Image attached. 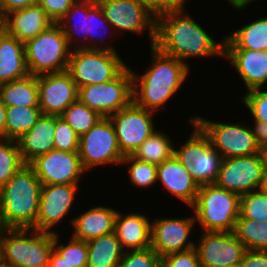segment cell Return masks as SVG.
<instances>
[{
  "label": "cell",
  "mask_w": 267,
  "mask_h": 267,
  "mask_svg": "<svg viewBox=\"0 0 267 267\" xmlns=\"http://www.w3.org/2000/svg\"><path fill=\"white\" fill-rule=\"evenodd\" d=\"M42 183L29 165H23L0 188V228L36 230Z\"/></svg>",
  "instance_id": "3"
},
{
  "label": "cell",
  "mask_w": 267,
  "mask_h": 267,
  "mask_svg": "<svg viewBox=\"0 0 267 267\" xmlns=\"http://www.w3.org/2000/svg\"><path fill=\"white\" fill-rule=\"evenodd\" d=\"M158 113L137 106L133 101L109 118L114 126L117 143L123 156L133 155L140 145L158 128Z\"/></svg>",
  "instance_id": "15"
},
{
  "label": "cell",
  "mask_w": 267,
  "mask_h": 267,
  "mask_svg": "<svg viewBox=\"0 0 267 267\" xmlns=\"http://www.w3.org/2000/svg\"><path fill=\"white\" fill-rule=\"evenodd\" d=\"M0 96L6 107H39L37 77H26L0 84Z\"/></svg>",
  "instance_id": "29"
},
{
  "label": "cell",
  "mask_w": 267,
  "mask_h": 267,
  "mask_svg": "<svg viewBox=\"0 0 267 267\" xmlns=\"http://www.w3.org/2000/svg\"><path fill=\"white\" fill-rule=\"evenodd\" d=\"M55 124L56 116L42 114L36 124L17 140L21 158L25 164H30L38 156L55 148Z\"/></svg>",
  "instance_id": "24"
},
{
  "label": "cell",
  "mask_w": 267,
  "mask_h": 267,
  "mask_svg": "<svg viewBox=\"0 0 267 267\" xmlns=\"http://www.w3.org/2000/svg\"><path fill=\"white\" fill-rule=\"evenodd\" d=\"M78 152L81 165L87 173L110 164L121 167L124 156L119 149L115 129L109 117H103L80 136Z\"/></svg>",
  "instance_id": "11"
},
{
  "label": "cell",
  "mask_w": 267,
  "mask_h": 267,
  "mask_svg": "<svg viewBox=\"0 0 267 267\" xmlns=\"http://www.w3.org/2000/svg\"><path fill=\"white\" fill-rule=\"evenodd\" d=\"M187 1V2H186ZM188 0H155V13L187 8Z\"/></svg>",
  "instance_id": "48"
},
{
  "label": "cell",
  "mask_w": 267,
  "mask_h": 267,
  "mask_svg": "<svg viewBox=\"0 0 267 267\" xmlns=\"http://www.w3.org/2000/svg\"><path fill=\"white\" fill-rule=\"evenodd\" d=\"M186 212L191 214L176 218L172 214V217L158 216L151 219V248L161 258L171 253L186 251L195 247L196 240H194V237L197 234L192 232L197 228L195 216L194 213L192 214L191 208ZM193 233H195V236Z\"/></svg>",
  "instance_id": "14"
},
{
  "label": "cell",
  "mask_w": 267,
  "mask_h": 267,
  "mask_svg": "<svg viewBox=\"0 0 267 267\" xmlns=\"http://www.w3.org/2000/svg\"><path fill=\"white\" fill-rule=\"evenodd\" d=\"M48 267H73L64 258L58 255L54 250L51 251Z\"/></svg>",
  "instance_id": "50"
},
{
  "label": "cell",
  "mask_w": 267,
  "mask_h": 267,
  "mask_svg": "<svg viewBox=\"0 0 267 267\" xmlns=\"http://www.w3.org/2000/svg\"><path fill=\"white\" fill-rule=\"evenodd\" d=\"M234 234L247 250L267 251V222L238 218Z\"/></svg>",
  "instance_id": "34"
},
{
  "label": "cell",
  "mask_w": 267,
  "mask_h": 267,
  "mask_svg": "<svg viewBox=\"0 0 267 267\" xmlns=\"http://www.w3.org/2000/svg\"><path fill=\"white\" fill-rule=\"evenodd\" d=\"M115 35H148L150 47L155 41L156 13L138 0H96ZM122 32V33H120ZM126 32V34H125Z\"/></svg>",
  "instance_id": "10"
},
{
  "label": "cell",
  "mask_w": 267,
  "mask_h": 267,
  "mask_svg": "<svg viewBox=\"0 0 267 267\" xmlns=\"http://www.w3.org/2000/svg\"><path fill=\"white\" fill-rule=\"evenodd\" d=\"M187 9L166 10L156 14L153 46L161 53L182 61L192 70L190 59L223 58L224 35L222 40H215L212 36L214 31H206Z\"/></svg>",
  "instance_id": "1"
},
{
  "label": "cell",
  "mask_w": 267,
  "mask_h": 267,
  "mask_svg": "<svg viewBox=\"0 0 267 267\" xmlns=\"http://www.w3.org/2000/svg\"><path fill=\"white\" fill-rule=\"evenodd\" d=\"M240 196L215 184L201 185L195 203L196 231L234 232L239 217Z\"/></svg>",
  "instance_id": "5"
},
{
  "label": "cell",
  "mask_w": 267,
  "mask_h": 267,
  "mask_svg": "<svg viewBox=\"0 0 267 267\" xmlns=\"http://www.w3.org/2000/svg\"><path fill=\"white\" fill-rule=\"evenodd\" d=\"M107 205H94L80 214L73 215L71 225L73 238L85 242L114 232L115 218L118 209Z\"/></svg>",
  "instance_id": "23"
},
{
  "label": "cell",
  "mask_w": 267,
  "mask_h": 267,
  "mask_svg": "<svg viewBox=\"0 0 267 267\" xmlns=\"http://www.w3.org/2000/svg\"><path fill=\"white\" fill-rule=\"evenodd\" d=\"M33 4H37V0H0V11L6 15L11 11L23 9Z\"/></svg>",
  "instance_id": "47"
},
{
  "label": "cell",
  "mask_w": 267,
  "mask_h": 267,
  "mask_svg": "<svg viewBox=\"0 0 267 267\" xmlns=\"http://www.w3.org/2000/svg\"><path fill=\"white\" fill-rule=\"evenodd\" d=\"M118 267H161V257L151 248L124 251Z\"/></svg>",
  "instance_id": "42"
},
{
  "label": "cell",
  "mask_w": 267,
  "mask_h": 267,
  "mask_svg": "<svg viewBox=\"0 0 267 267\" xmlns=\"http://www.w3.org/2000/svg\"><path fill=\"white\" fill-rule=\"evenodd\" d=\"M5 16L7 33L23 43L36 37L54 23L39 4L11 11Z\"/></svg>",
  "instance_id": "25"
},
{
  "label": "cell",
  "mask_w": 267,
  "mask_h": 267,
  "mask_svg": "<svg viewBox=\"0 0 267 267\" xmlns=\"http://www.w3.org/2000/svg\"><path fill=\"white\" fill-rule=\"evenodd\" d=\"M188 122H195L210 138L212 146L222 158L249 156L262 152L256 144L250 125L243 121L222 122L202 115H191Z\"/></svg>",
  "instance_id": "8"
},
{
  "label": "cell",
  "mask_w": 267,
  "mask_h": 267,
  "mask_svg": "<svg viewBox=\"0 0 267 267\" xmlns=\"http://www.w3.org/2000/svg\"><path fill=\"white\" fill-rule=\"evenodd\" d=\"M266 169L267 154L264 151L249 156L223 158L214 184L241 196L260 188Z\"/></svg>",
  "instance_id": "13"
},
{
  "label": "cell",
  "mask_w": 267,
  "mask_h": 267,
  "mask_svg": "<svg viewBox=\"0 0 267 267\" xmlns=\"http://www.w3.org/2000/svg\"><path fill=\"white\" fill-rule=\"evenodd\" d=\"M54 233L0 228V262L11 267H48Z\"/></svg>",
  "instance_id": "4"
},
{
  "label": "cell",
  "mask_w": 267,
  "mask_h": 267,
  "mask_svg": "<svg viewBox=\"0 0 267 267\" xmlns=\"http://www.w3.org/2000/svg\"><path fill=\"white\" fill-rule=\"evenodd\" d=\"M76 0H37V4L41 5L47 16L57 23L75 3Z\"/></svg>",
  "instance_id": "44"
},
{
  "label": "cell",
  "mask_w": 267,
  "mask_h": 267,
  "mask_svg": "<svg viewBox=\"0 0 267 267\" xmlns=\"http://www.w3.org/2000/svg\"><path fill=\"white\" fill-rule=\"evenodd\" d=\"M148 67L140 72L132 71L133 102L146 110L159 112L170 100L177 97L179 89L188 81L191 70L182 61L165 55L154 46ZM136 71V72H135Z\"/></svg>",
  "instance_id": "2"
},
{
  "label": "cell",
  "mask_w": 267,
  "mask_h": 267,
  "mask_svg": "<svg viewBox=\"0 0 267 267\" xmlns=\"http://www.w3.org/2000/svg\"><path fill=\"white\" fill-rule=\"evenodd\" d=\"M23 165H25V163L21 158L17 140L0 138V188L4 186Z\"/></svg>",
  "instance_id": "38"
},
{
  "label": "cell",
  "mask_w": 267,
  "mask_h": 267,
  "mask_svg": "<svg viewBox=\"0 0 267 267\" xmlns=\"http://www.w3.org/2000/svg\"><path fill=\"white\" fill-rule=\"evenodd\" d=\"M58 231L54 233L53 250L64 258L73 267H87L88 247L87 242L73 238L71 235L69 241L64 243Z\"/></svg>",
  "instance_id": "37"
},
{
  "label": "cell",
  "mask_w": 267,
  "mask_h": 267,
  "mask_svg": "<svg viewBox=\"0 0 267 267\" xmlns=\"http://www.w3.org/2000/svg\"><path fill=\"white\" fill-rule=\"evenodd\" d=\"M251 124L250 127L257 146L261 151L267 152V123L254 120Z\"/></svg>",
  "instance_id": "46"
},
{
  "label": "cell",
  "mask_w": 267,
  "mask_h": 267,
  "mask_svg": "<svg viewBox=\"0 0 267 267\" xmlns=\"http://www.w3.org/2000/svg\"><path fill=\"white\" fill-rule=\"evenodd\" d=\"M259 190H261L264 194L267 195V169L264 173L263 179H262V183L260 185Z\"/></svg>",
  "instance_id": "53"
},
{
  "label": "cell",
  "mask_w": 267,
  "mask_h": 267,
  "mask_svg": "<svg viewBox=\"0 0 267 267\" xmlns=\"http://www.w3.org/2000/svg\"><path fill=\"white\" fill-rule=\"evenodd\" d=\"M0 267H11L0 262Z\"/></svg>",
  "instance_id": "56"
},
{
  "label": "cell",
  "mask_w": 267,
  "mask_h": 267,
  "mask_svg": "<svg viewBox=\"0 0 267 267\" xmlns=\"http://www.w3.org/2000/svg\"><path fill=\"white\" fill-rule=\"evenodd\" d=\"M228 267H243V266L241 263H236V264L230 265Z\"/></svg>",
  "instance_id": "55"
},
{
  "label": "cell",
  "mask_w": 267,
  "mask_h": 267,
  "mask_svg": "<svg viewBox=\"0 0 267 267\" xmlns=\"http://www.w3.org/2000/svg\"><path fill=\"white\" fill-rule=\"evenodd\" d=\"M188 124L193 130L190 136L185 138V143L181 142L180 147L178 143L175 144L174 156L188 169L198 186L214 184L223 158L212 146L210 138L194 121Z\"/></svg>",
  "instance_id": "7"
},
{
  "label": "cell",
  "mask_w": 267,
  "mask_h": 267,
  "mask_svg": "<svg viewBox=\"0 0 267 267\" xmlns=\"http://www.w3.org/2000/svg\"><path fill=\"white\" fill-rule=\"evenodd\" d=\"M267 222V195L257 189L240 196L239 217Z\"/></svg>",
  "instance_id": "39"
},
{
  "label": "cell",
  "mask_w": 267,
  "mask_h": 267,
  "mask_svg": "<svg viewBox=\"0 0 267 267\" xmlns=\"http://www.w3.org/2000/svg\"><path fill=\"white\" fill-rule=\"evenodd\" d=\"M198 233L195 248L202 267H228L241 263L247 249L234 232Z\"/></svg>",
  "instance_id": "17"
},
{
  "label": "cell",
  "mask_w": 267,
  "mask_h": 267,
  "mask_svg": "<svg viewBox=\"0 0 267 267\" xmlns=\"http://www.w3.org/2000/svg\"><path fill=\"white\" fill-rule=\"evenodd\" d=\"M267 87L241 94L240 101L248 109L250 118L267 123ZM266 89V90H265Z\"/></svg>",
  "instance_id": "40"
},
{
  "label": "cell",
  "mask_w": 267,
  "mask_h": 267,
  "mask_svg": "<svg viewBox=\"0 0 267 267\" xmlns=\"http://www.w3.org/2000/svg\"><path fill=\"white\" fill-rule=\"evenodd\" d=\"M28 74L25 43L6 32L0 39V84L26 77Z\"/></svg>",
  "instance_id": "26"
},
{
  "label": "cell",
  "mask_w": 267,
  "mask_h": 267,
  "mask_svg": "<svg viewBox=\"0 0 267 267\" xmlns=\"http://www.w3.org/2000/svg\"><path fill=\"white\" fill-rule=\"evenodd\" d=\"M6 106L0 96V138H5Z\"/></svg>",
  "instance_id": "51"
},
{
  "label": "cell",
  "mask_w": 267,
  "mask_h": 267,
  "mask_svg": "<svg viewBox=\"0 0 267 267\" xmlns=\"http://www.w3.org/2000/svg\"><path fill=\"white\" fill-rule=\"evenodd\" d=\"M223 59L240 76L245 92L267 86V51L224 49Z\"/></svg>",
  "instance_id": "20"
},
{
  "label": "cell",
  "mask_w": 267,
  "mask_h": 267,
  "mask_svg": "<svg viewBox=\"0 0 267 267\" xmlns=\"http://www.w3.org/2000/svg\"><path fill=\"white\" fill-rule=\"evenodd\" d=\"M161 267H202L196 248L175 252L161 258Z\"/></svg>",
  "instance_id": "43"
},
{
  "label": "cell",
  "mask_w": 267,
  "mask_h": 267,
  "mask_svg": "<svg viewBox=\"0 0 267 267\" xmlns=\"http://www.w3.org/2000/svg\"><path fill=\"white\" fill-rule=\"evenodd\" d=\"M36 77L42 114L61 116L78 99L77 85L67 70Z\"/></svg>",
  "instance_id": "19"
},
{
  "label": "cell",
  "mask_w": 267,
  "mask_h": 267,
  "mask_svg": "<svg viewBox=\"0 0 267 267\" xmlns=\"http://www.w3.org/2000/svg\"><path fill=\"white\" fill-rule=\"evenodd\" d=\"M78 99L102 117H110L127 107L133 101L130 64L110 82L78 88Z\"/></svg>",
  "instance_id": "12"
},
{
  "label": "cell",
  "mask_w": 267,
  "mask_h": 267,
  "mask_svg": "<svg viewBox=\"0 0 267 267\" xmlns=\"http://www.w3.org/2000/svg\"><path fill=\"white\" fill-rule=\"evenodd\" d=\"M118 209L114 232L124 251L141 250L151 247V218L147 212ZM129 212V213H128ZM147 213V214H146ZM147 215V216H146Z\"/></svg>",
  "instance_id": "22"
},
{
  "label": "cell",
  "mask_w": 267,
  "mask_h": 267,
  "mask_svg": "<svg viewBox=\"0 0 267 267\" xmlns=\"http://www.w3.org/2000/svg\"><path fill=\"white\" fill-rule=\"evenodd\" d=\"M261 16V17H259ZM230 33H225L224 49H250L267 51V15H259ZM250 22V23H249Z\"/></svg>",
  "instance_id": "27"
},
{
  "label": "cell",
  "mask_w": 267,
  "mask_h": 267,
  "mask_svg": "<svg viewBox=\"0 0 267 267\" xmlns=\"http://www.w3.org/2000/svg\"><path fill=\"white\" fill-rule=\"evenodd\" d=\"M146 3L155 12V0H138Z\"/></svg>",
  "instance_id": "54"
},
{
  "label": "cell",
  "mask_w": 267,
  "mask_h": 267,
  "mask_svg": "<svg viewBox=\"0 0 267 267\" xmlns=\"http://www.w3.org/2000/svg\"><path fill=\"white\" fill-rule=\"evenodd\" d=\"M257 3L260 0H225V2L234 9L233 11H244L246 8L250 7V5H253L255 2ZM265 1V0H264ZM244 9V10H243Z\"/></svg>",
  "instance_id": "49"
},
{
  "label": "cell",
  "mask_w": 267,
  "mask_h": 267,
  "mask_svg": "<svg viewBox=\"0 0 267 267\" xmlns=\"http://www.w3.org/2000/svg\"><path fill=\"white\" fill-rule=\"evenodd\" d=\"M121 166L128 167L125 169L131 186L140 188V191L142 188H158L155 186L157 183V165L137 160L132 155H128L122 160Z\"/></svg>",
  "instance_id": "35"
},
{
  "label": "cell",
  "mask_w": 267,
  "mask_h": 267,
  "mask_svg": "<svg viewBox=\"0 0 267 267\" xmlns=\"http://www.w3.org/2000/svg\"><path fill=\"white\" fill-rule=\"evenodd\" d=\"M158 129L132 155L140 161L159 165L174 156L175 138Z\"/></svg>",
  "instance_id": "32"
},
{
  "label": "cell",
  "mask_w": 267,
  "mask_h": 267,
  "mask_svg": "<svg viewBox=\"0 0 267 267\" xmlns=\"http://www.w3.org/2000/svg\"><path fill=\"white\" fill-rule=\"evenodd\" d=\"M87 267H118L124 250L115 232L87 241Z\"/></svg>",
  "instance_id": "31"
},
{
  "label": "cell",
  "mask_w": 267,
  "mask_h": 267,
  "mask_svg": "<svg viewBox=\"0 0 267 267\" xmlns=\"http://www.w3.org/2000/svg\"><path fill=\"white\" fill-rule=\"evenodd\" d=\"M241 264L243 267H267V251L247 250Z\"/></svg>",
  "instance_id": "45"
},
{
  "label": "cell",
  "mask_w": 267,
  "mask_h": 267,
  "mask_svg": "<svg viewBox=\"0 0 267 267\" xmlns=\"http://www.w3.org/2000/svg\"><path fill=\"white\" fill-rule=\"evenodd\" d=\"M170 193L171 198L179 199L190 208L196 200L198 184L192 179L188 169L175 156L157 165V185ZM166 189V190H165Z\"/></svg>",
  "instance_id": "21"
},
{
  "label": "cell",
  "mask_w": 267,
  "mask_h": 267,
  "mask_svg": "<svg viewBox=\"0 0 267 267\" xmlns=\"http://www.w3.org/2000/svg\"><path fill=\"white\" fill-rule=\"evenodd\" d=\"M55 129V149L66 152L79 151L80 137L61 116H56Z\"/></svg>",
  "instance_id": "41"
},
{
  "label": "cell",
  "mask_w": 267,
  "mask_h": 267,
  "mask_svg": "<svg viewBox=\"0 0 267 267\" xmlns=\"http://www.w3.org/2000/svg\"><path fill=\"white\" fill-rule=\"evenodd\" d=\"M41 115L40 107H6L5 139L18 140Z\"/></svg>",
  "instance_id": "33"
},
{
  "label": "cell",
  "mask_w": 267,
  "mask_h": 267,
  "mask_svg": "<svg viewBox=\"0 0 267 267\" xmlns=\"http://www.w3.org/2000/svg\"><path fill=\"white\" fill-rule=\"evenodd\" d=\"M69 126L80 137L88 132L103 117L96 111L88 108L79 99L73 102L61 115Z\"/></svg>",
  "instance_id": "36"
},
{
  "label": "cell",
  "mask_w": 267,
  "mask_h": 267,
  "mask_svg": "<svg viewBox=\"0 0 267 267\" xmlns=\"http://www.w3.org/2000/svg\"><path fill=\"white\" fill-rule=\"evenodd\" d=\"M79 185L80 184L42 185L36 230L57 233V227H59L60 224H66L67 219H70V221H67L72 225L74 217L68 215L70 212L71 214L74 212L73 206L75 205L73 204L78 200V189L82 186L80 185L79 187ZM66 217L68 218L66 219Z\"/></svg>",
  "instance_id": "16"
},
{
  "label": "cell",
  "mask_w": 267,
  "mask_h": 267,
  "mask_svg": "<svg viewBox=\"0 0 267 267\" xmlns=\"http://www.w3.org/2000/svg\"><path fill=\"white\" fill-rule=\"evenodd\" d=\"M6 32V16L0 11V39Z\"/></svg>",
  "instance_id": "52"
},
{
  "label": "cell",
  "mask_w": 267,
  "mask_h": 267,
  "mask_svg": "<svg viewBox=\"0 0 267 267\" xmlns=\"http://www.w3.org/2000/svg\"><path fill=\"white\" fill-rule=\"evenodd\" d=\"M118 52L97 49H74L67 71L77 88L115 79L128 65Z\"/></svg>",
  "instance_id": "9"
},
{
  "label": "cell",
  "mask_w": 267,
  "mask_h": 267,
  "mask_svg": "<svg viewBox=\"0 0 267 267\" xmlns=\"http://www.w3.org/2000/svg\"><path fill=\"white\" fill-rule=\"evenodd\" d=\"M57 23L62 28L72 50L88 49L87 0H76Z\"/></svg>",
  "instance_id": "28"
},
{
  "label": "cell",
  "mask_w": 267,
  "mask_h": 267,
  "mask_svg": "<svg viewBox=\"0 0 267 267\" xmlns=\"http://www.w3.org/2000/svg\"><path fill=\"white\" fill-rule=\"evenodd\" d=\"M101 29L103 30L104 33L102 32ZM109 31H111L112 33ZM107 33L109 34L107 35ZM101 34L104 35L106 34L108 39L106 38V36H103ZM111 37L114 38V40H116L115 38H117V36H115L112 25L104 17V14L99 4L96 2V0H87L88 49L108 50V51L118 52L115 46L111 44L114 41ZM110 39H112V42ZM105 40H110V41H105ZM107 42L109 43V45L106 44Z\"/></svg>",
  "instance_id": "30"
},
{
  "label": "cell",
  "mask_w": 267,
  "mask_h": 267,
  "mask_svg": "<svg viewBox=\"0 0 267 267\" xmlns=\"http://www.w3.org/2000/svg\"><path fill=\"white\" fill-rule=\"evenodd\" d=\"M72 49L58 23H53L25 43L29 74L34 76L66 71Z\"/></svg>",
  "instance_id": "6"
},
{
  "label": "cell",
  "mask_w": 267,
  "mask_h": 267,
  "mask_svg": "<svg viewBox=\"0 0 267 267\" xmlns=\"http://www.w3.org/2000/svg\"><path fill=\"white\" fill-rule=\"evenodd\" d=\"M42 185L79 184L87 173L80 161L79 152L53 149L38 156L29 164Z\"/></svg>",
  "instance_id": "18"
}]
</instances>
